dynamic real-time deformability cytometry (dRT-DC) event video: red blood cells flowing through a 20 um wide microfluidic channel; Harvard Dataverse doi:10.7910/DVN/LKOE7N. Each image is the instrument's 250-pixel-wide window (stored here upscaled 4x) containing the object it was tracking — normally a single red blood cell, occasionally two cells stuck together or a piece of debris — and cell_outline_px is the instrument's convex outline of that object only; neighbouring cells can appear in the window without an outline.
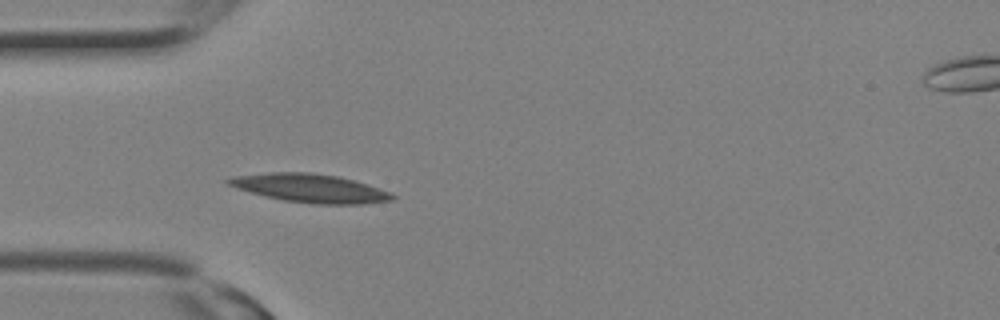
{"species": "Egyptian fruit bat (a non-hibernating species)", "species_latin": "Rousettus aegyptiacus", "temperature_condition": "room temperature", "stored_images_in_passage": 3, "camera_frame_rate_fps": 3000, "um_per_image_px": 0.085, "animal": {"sex": "female"}, "frame": {"image": 1, "passage_image": 3, "time_ms": 0.667, "image_size_px": [1000, 320], "cell_outline_px": [[396, 196], [392, 200], [364, 204], [316, 204], [284, 200], [236, 188], [228, 184], [224, 180], [232, 176], [268, 172], [308, 172], [336, 176], [352, 180], [392, 192]], "centroid_in_image_um": [26.36, 15.99], "position_along_channel_um": 58.6, "area_um2": 26.93}}